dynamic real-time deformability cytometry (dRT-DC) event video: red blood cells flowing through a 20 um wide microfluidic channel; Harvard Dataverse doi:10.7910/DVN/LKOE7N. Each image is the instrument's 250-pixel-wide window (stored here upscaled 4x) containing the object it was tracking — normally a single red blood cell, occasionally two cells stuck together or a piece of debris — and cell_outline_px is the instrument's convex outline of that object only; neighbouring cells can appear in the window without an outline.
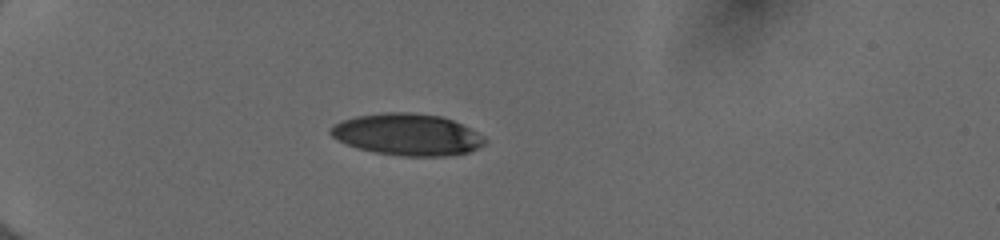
{"species": "human", "species_latin": "Homo sapiens", "temperature_condition": "cold", "stored_images_in_passage": 37, "camera_frame_rate_fps": 3000, "um_per_image_px": 0.085, "donor": {"sex": "female"}, "frame": {"image": 1, "passage_image": 1, "time_ms": 0.0, "image_size_px": [1000, 240], "cell_outline_px": [[488, 140], [484, 144], [468, 152], [444, 156], [400, 156], [376, 152], [356, 148], [332, 136], [328, 132], [332, 124], [340, 120], [356, 116], [384, 112], [408, 112], [440, 116], [452, 120], [484, 136]], "centroid_in_image_um": [34.58, 11.43], "position_along_channel_um": 50.4, "area_um2": 37.34}}
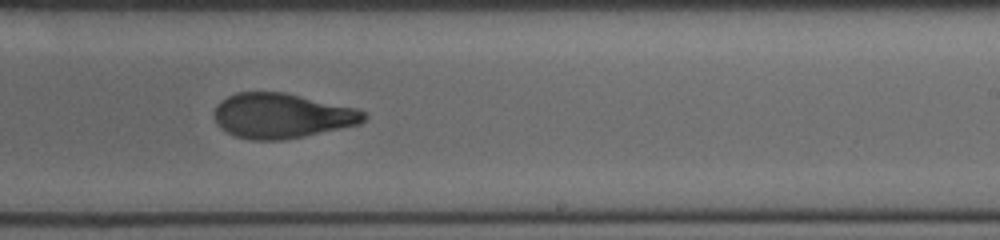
{"frame": {"image": 2, "passage_image": 20, "time_ms": 6.333, "image_size_px": [1000, 240], "cell_outline_px": [[368, 116], [360, 124], [304, 136], [284, 140], [252, 140], [236, 136], [220, 128], [216, 124], [212, 112], [216, 104], [220, 100], [236, 92], [284, 92], [356, 108], [364, 112]], "centroid_in_image_um": [23.91, 9.84], "position_along_channel_um": 265.1, "area_um2": 39.36}}
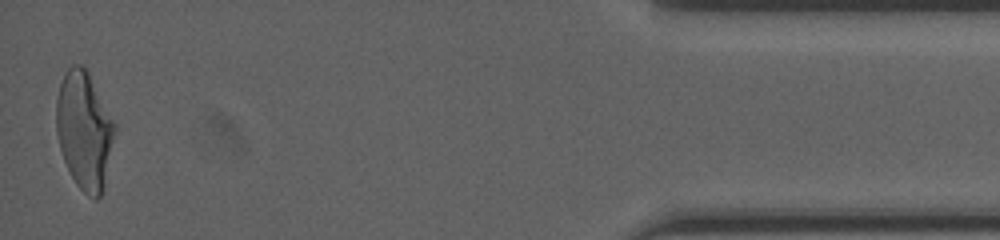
{"frame": {"image": 3, "passage_image": 37, "time_ms": 12.0, "image_size_px": [1000, 240], "cell_outline_px": [[116, 132], [104, 184], [100, 196], [96, 200], [88, 196], [76, 184], [64, 160], [60, 148], [56, 132], [56, 100], [60, 84], [68, 68], [72, 64], [80, 64], [88, 72], [116, 124]], "centroid_in_image_um": [7.17, 11.08], "position_along_channel_um": 428.0, "area_um2": 39.82}, "authors_computed_cell_mechanics": {"area_um2": 39.3618, "velocity_mm_per_s": 4.0081, "shape_relaxation_time_tau1_ms": 4.4817, "shape_relaxation_time_tau2_ms": 1.6237, "deformation_change_tau1": 0.1919, "deformation_change_tau2": 0.0842}}